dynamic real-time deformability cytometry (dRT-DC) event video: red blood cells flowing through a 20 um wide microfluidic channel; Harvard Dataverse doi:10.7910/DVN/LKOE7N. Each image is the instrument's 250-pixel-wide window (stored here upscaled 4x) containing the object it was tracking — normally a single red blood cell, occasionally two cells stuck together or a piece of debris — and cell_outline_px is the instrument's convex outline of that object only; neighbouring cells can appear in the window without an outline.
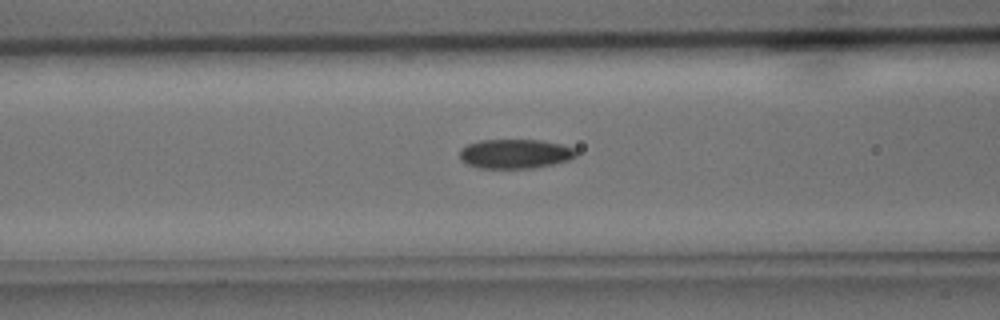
{"species": "common noctule bat (a hibernating species)", "species_latin": "Nyctalus noctula", "temperature_condition": "cold", "stored_images_in_passage": 34, "camera_frame_rate_fps": 3000, "um_per_image_px": 0.085, "animal": {"sex": "male", "body_mass_g": 15.6}, "frame": {"image": 1, "passage_image": 11, "time_ms": 3.333, "image_size_px": [1000, 320], "cell_outline_px": [[576, 156], [568, 160], [552, 164], [532, 168], [476, 168], [460, 160], [460, 148], [468, 144], [480, 140], [540, 140], [560, 144], [576, 148]], "centroid_in_image_um": [43.76, 13.07], "position_along_channel_um": 122.8, "area_um2": 19.94}}
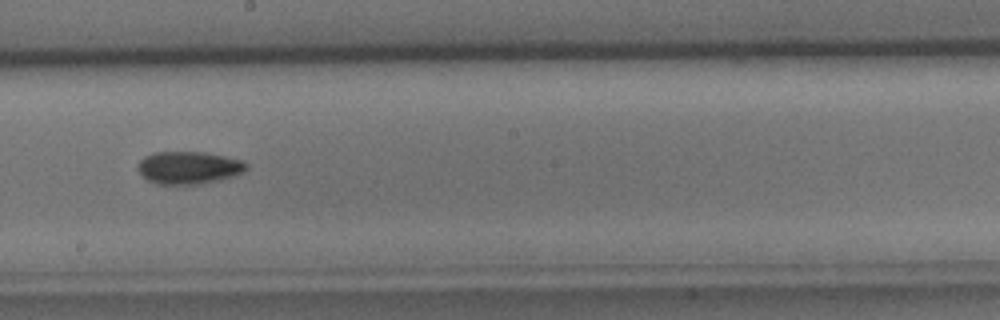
{"frame": {"image": 2, "passage_image": 18, "time_ms": 5.667, "image_size_px": [1000, 320], "cell_outline_px": [[248, 168], [244, 172], [232, 176], [200, 184], [160, 184], [148, 180], [136, 168], [136, 164], [144, 156], [152, 152], [204, 152], [224, 156], [240, 160], [248, 164]], "centroid_in_image_um": [16.01, 14.24], "position_along_channel_um": 232.2, "area_um2": 20.52}}
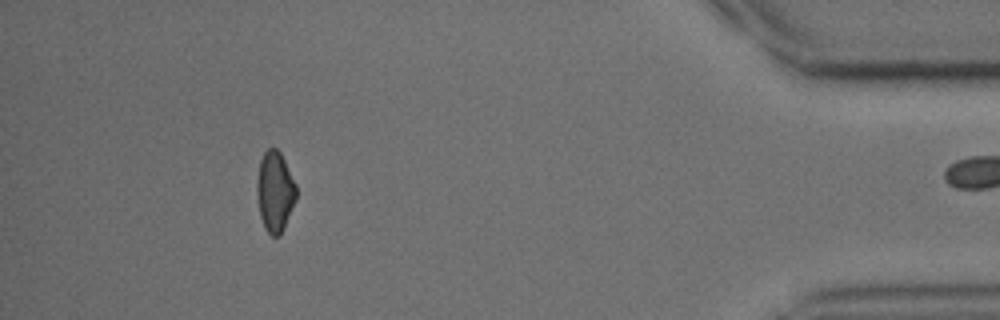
{"frame": {"image": 3, "passage_image": 33, "time_ms": 10.667, "image_size_px": [1000, 320], "cell_outline_px": [[296, 200], [284, 228], [280, 236], [272, 236], [264, 228], [260, 216], [256, 192], [256, 184], [260, 160], [264, 152], [268, 148], [276, 148], [280, 152], [296, 184]], "centroid_in_image_um": [23.36, 16.3], "position_along_channel_um": 411.8, "area_um2": 18.5}}